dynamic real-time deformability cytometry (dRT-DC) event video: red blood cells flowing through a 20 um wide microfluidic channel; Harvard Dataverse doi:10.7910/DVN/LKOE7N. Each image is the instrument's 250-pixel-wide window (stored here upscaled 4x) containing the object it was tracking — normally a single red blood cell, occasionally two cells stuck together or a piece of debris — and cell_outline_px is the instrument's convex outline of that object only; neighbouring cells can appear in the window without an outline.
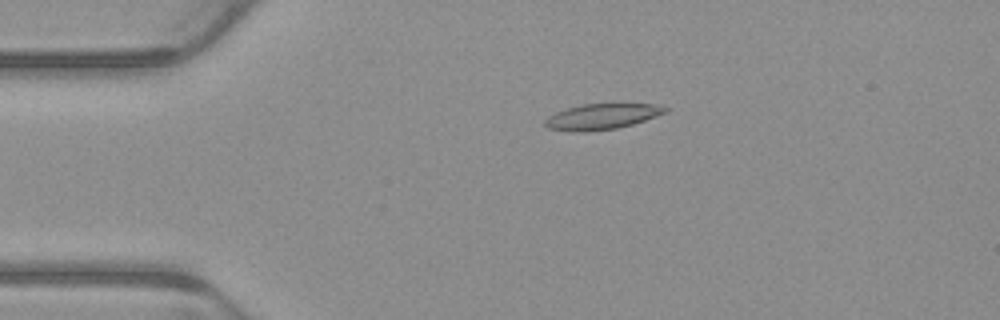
{"species": "common noctule bat (a hibernating species)", "species_latin": "Nyctalus noctula", "temperature_condition": "warm", "stored_images_in_passage": 5, "camera_frame_rate_fps": 3000, "um_per_image_px": 0.085, "animal": {"sex": "male", "body_mass_g": 23.1, "forearm_length_mm": 52.7}, "frame": {"image": 1, "passage_image": 4, "time_ms": 1.0, "image_size_px": [1000, 320], "cell_outline_px": [[668, 112], [632, 124], [616, 128], [584, 132], [572, 132], [548, 128], [544, 124], [544, 120], [548, 116], [556, 112], [580, 104], [656, 104], [668, 108]], "centroid_in_image_um": [51.13, 9.91], "position_along_channel_um": 33.9, "area_um2": 17.92}}